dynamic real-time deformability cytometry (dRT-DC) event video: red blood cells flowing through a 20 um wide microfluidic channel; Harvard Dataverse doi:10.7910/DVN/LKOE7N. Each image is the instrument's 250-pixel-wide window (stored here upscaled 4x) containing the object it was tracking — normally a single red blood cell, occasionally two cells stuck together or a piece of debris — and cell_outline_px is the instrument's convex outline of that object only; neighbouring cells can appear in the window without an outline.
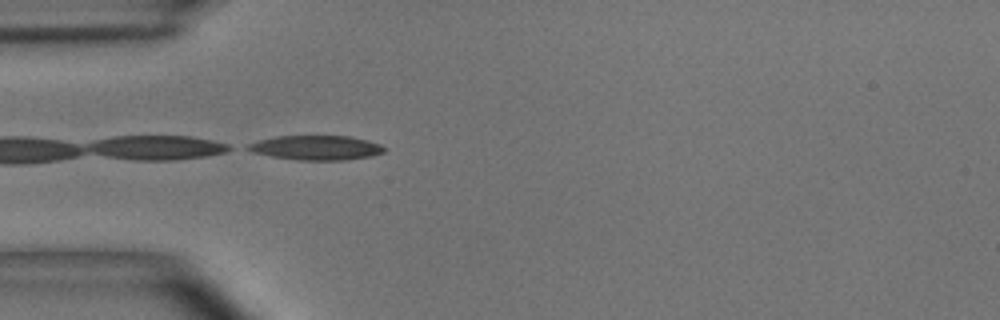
{"species": "common noctule bat (a hibernating species)", "species_latin": "Nyctalus noctula", "temperature_condition": "room temperature", "stored_images_in_passage": 7, "camera_frame_rate_fps": 3000, "um_per_image_px": 0.085, "animal": {"sex": "male", "body_mass_g": 15.6}, "frame": {"image": 1, "passage_image": 1, "time_ms": 0.0, "image_size_px": [1000, 320], "cell_outline_px": [[388, 148], [384, 152], [372, 156], [344, 160], [300, 160], [272, 156], [252, 152], [244, 148], [248, 144], [260, 140], [276, 136], [348, 136], [368, 140], [380, 144]], "centroid_in_image_um": [26.91, 12.55], "position_along_channel_um": 58.1, "area_um2": 19.48}}
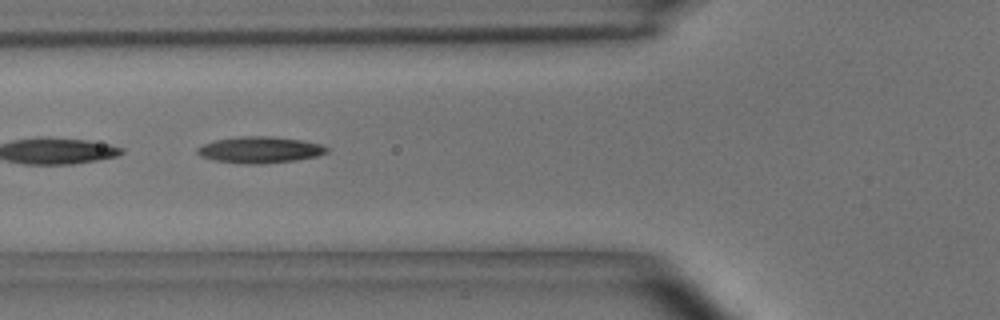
{"frame": {"image": 2, "passage_image": 5, "time_ms": 1.333, "image_size_px": [1000, 320], "cell_outline_px": [[328, 152], [316, 156], [296, 160], [264, 164], [248, 164], [212, 160], [200, 156], [196, 152], [196, 148], [204, 144], [216, 140], [240, 136], [272, 136], [300, 140], [320, 144], [328, 148]], "centroid_in_image_um": [22.06, 12.74], "position_along_channel_um": 103.7, "area_um2": 19.88}}